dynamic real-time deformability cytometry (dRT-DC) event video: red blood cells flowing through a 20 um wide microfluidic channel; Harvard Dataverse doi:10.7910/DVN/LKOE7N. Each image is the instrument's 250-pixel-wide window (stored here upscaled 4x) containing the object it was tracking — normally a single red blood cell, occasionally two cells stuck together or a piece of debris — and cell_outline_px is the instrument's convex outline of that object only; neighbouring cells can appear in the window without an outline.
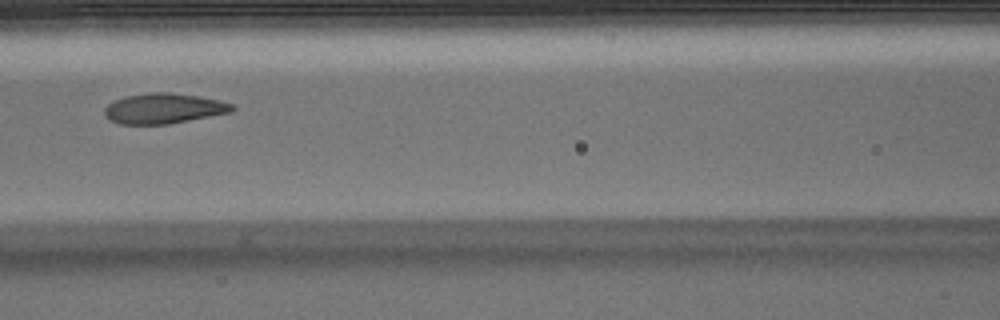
{"species": "Egyptian fruit bat (a non-hibernating species)", "species_latin": "Rousettus aegyptiacus", "temperature_condition": "warm", "stored_images_in_passage": 5, "camera_frame_rate_fps": 3000, "um_per_image_px": 0.085, "animal": {"sex": "male"}, "frame": {"image": 1, "passage_image": 5, "time_ms": 1.333, "image_size_px": [1000, 320], "cell_outline_px": [[236, 108], [232, 112], [168, 124], [120, 124], [108, 120], [104, 112], [104, 108], [108, 104], [124, 96], [152, 92], [168, 92], [196, 96], [220, 100], [232, 104]], "centroid_in_image_um": [13.9, 9.22], "position_along_channel_um": 152.7, "area_um2": 22.48}}